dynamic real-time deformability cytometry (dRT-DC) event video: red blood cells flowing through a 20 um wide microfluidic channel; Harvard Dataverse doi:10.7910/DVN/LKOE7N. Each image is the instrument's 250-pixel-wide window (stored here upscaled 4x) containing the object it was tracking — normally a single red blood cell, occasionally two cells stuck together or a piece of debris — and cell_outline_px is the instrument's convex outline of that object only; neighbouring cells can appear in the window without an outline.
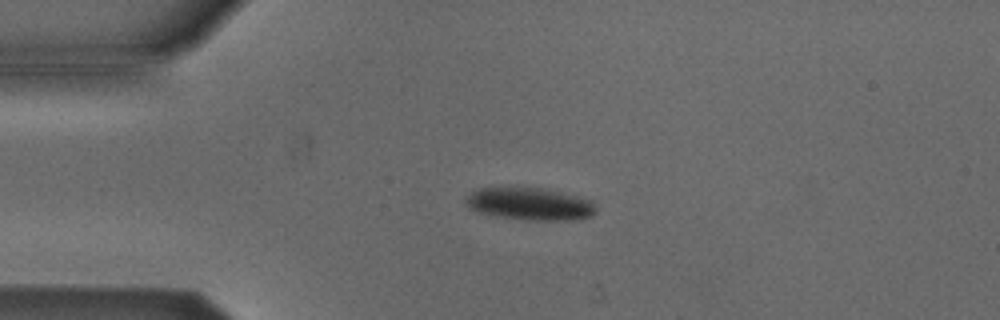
{"species": "Egyptian fruit bat (a non-hibernating species)", "species_latin": "Rousettus aegyptiacus", "temperature_condition": "cold", "stored_images_in_passage": 4, "camera_frame_rate_fps": 3000, "um_per_image_px": 0.085, "animal": {"sex": "male"}, "frame": {"image": 1, "passage_image": 3, "time_ms": 2.333, "image_size_px": [1000, 320], "cell_outline_px": [[596, 212], [592, 216], [580, 220], [528, 220], [496, 216], [476, 212], [468, 208], [464, 204], [464, 200], [476, 188], [540, 188], [576, 196], [592, 200], [596, 208]], "centroid_in_image_um": [45.02, 17.35], "position_along_channel_um": 40.0, "area_um2": 24.68}}